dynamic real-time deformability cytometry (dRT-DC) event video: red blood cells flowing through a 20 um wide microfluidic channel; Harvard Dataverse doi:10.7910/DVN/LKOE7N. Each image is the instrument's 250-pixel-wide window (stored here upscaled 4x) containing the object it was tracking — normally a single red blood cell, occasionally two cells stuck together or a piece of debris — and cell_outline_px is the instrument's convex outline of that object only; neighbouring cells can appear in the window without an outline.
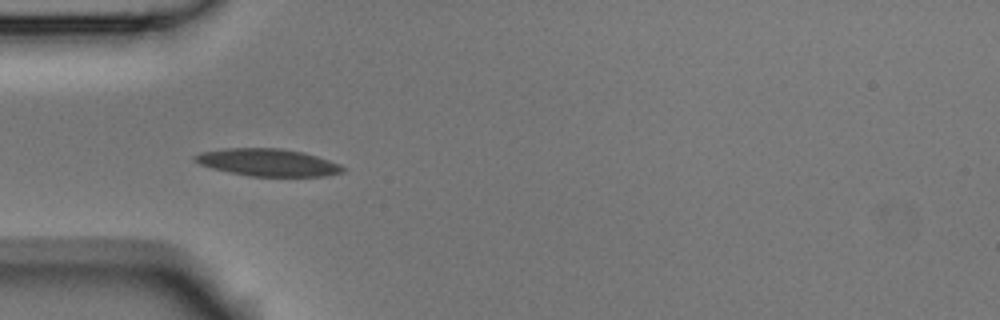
{"species": "Egyptian fruit bat (a non-hibernating species)", "species_latin": "Rousettus aegyptiacus", "temperature_condition": "room temperature", "stored_images_in_passage": 2, "camera_frame_rate_fps": 3000, "um_per_image_px": 0.085, "animal": {"sex": "male"}, "frame": {"image": 1, "passage_image": 1, "time_ms": 0.0, "image_size_px": [1000, 320], "cell_outline_px": [[344, 172], [324, 176], [252, 176], [212, 168], [200, 164], [192, 160], [192, 156], [200, 152], [224, 148], [280, 148], [304, 152], [340, 164], [344, 168]], "centroid_in_image_um": [22.74, 13.79], "position_along_channel_um": 62.3, "area_um2": 23.47}}
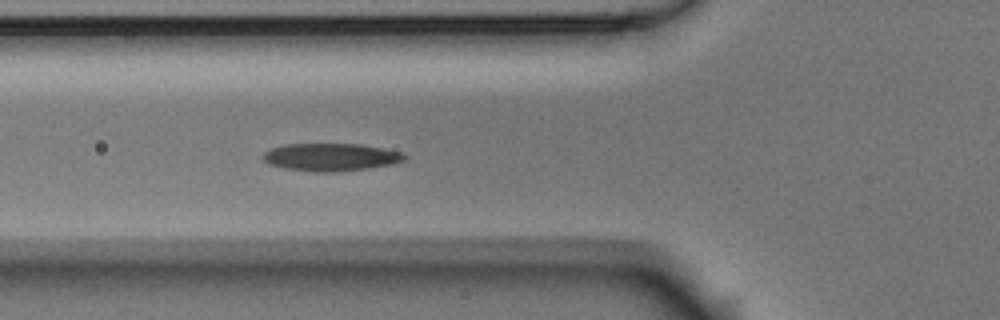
{"frame": {"image": 2, "passage_image": 2, "time_ms": 0.333, "image_size_px": [1000, 320], "cell_outline_px": [[408, 156], [404, 160], [392, 164], [368, 168], [340, 172], [312, 172], [284, 168], [268, 164], [260, 156], [264, 152], [272, 148], [288, 144], [360, 144], [384, 148], [404, 152]], "centroid_in_image_um": [28.13, 13.36], "position_along_channel_um": 97.7, "area_um2": 23.06}}